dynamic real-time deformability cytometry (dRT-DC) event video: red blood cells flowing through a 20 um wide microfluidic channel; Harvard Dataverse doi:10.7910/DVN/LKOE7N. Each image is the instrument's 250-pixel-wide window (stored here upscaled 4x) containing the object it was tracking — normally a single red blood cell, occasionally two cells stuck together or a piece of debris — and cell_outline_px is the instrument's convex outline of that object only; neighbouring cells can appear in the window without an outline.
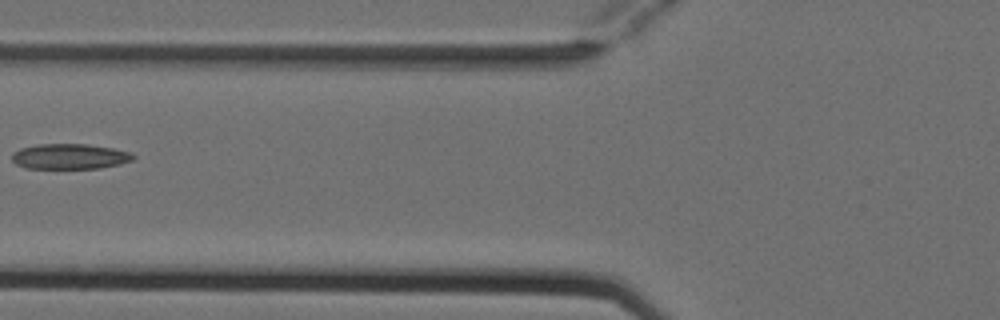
{"species": "Egyptian fruit bat (a non-hibernating species)", "species_latin": "Rousettus aegyptiacus", "temperature_condition": "cold", "stored_images_in_passage": 7, "camera_frame_rate_fps": 3000, "um_per_image_px": 0.085, "animal": {"sex": "female"}, "frame": {"image": 1, "passage_image": 6, "time_ms": 1.667, "image_size_px": [1000, 320], "cell_outline_px": [[136, 156], [132, 160], [120, 164], [100, 168], [24, 168], [16, 164], [12, 160], [12, 152], [20, 148], [36, 144], [88, 144], [112, 148], [132, 152]], "centroid_in_image_um": [5.92, 13.29], "position_along_channel_um": 119.9, "area_um2": 18.03}}
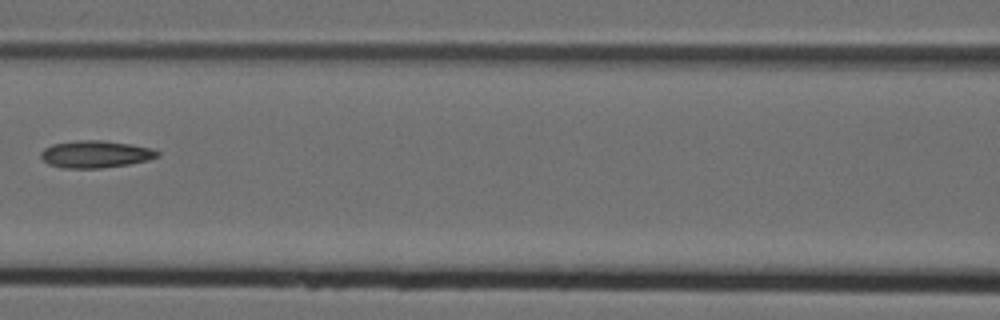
{"frame": {"image": 2, "passage_image": 7, "time_ms": 2.0, "image_size_px": [1000, 320], "cell_outline_px": [[160, 156], [148, 160], [128, 164], [104, 168], [60, 168], [48, 164], [40, 156], [40, 152], [44, 148], [52, 144], [76, 140], [100, 140], [132, 144], [152, 148], [160, 152]], "centroid_in_image_um": [8.12, 13.1], "position_along_channel_um": 158.5, "area_um2": 18.67}}